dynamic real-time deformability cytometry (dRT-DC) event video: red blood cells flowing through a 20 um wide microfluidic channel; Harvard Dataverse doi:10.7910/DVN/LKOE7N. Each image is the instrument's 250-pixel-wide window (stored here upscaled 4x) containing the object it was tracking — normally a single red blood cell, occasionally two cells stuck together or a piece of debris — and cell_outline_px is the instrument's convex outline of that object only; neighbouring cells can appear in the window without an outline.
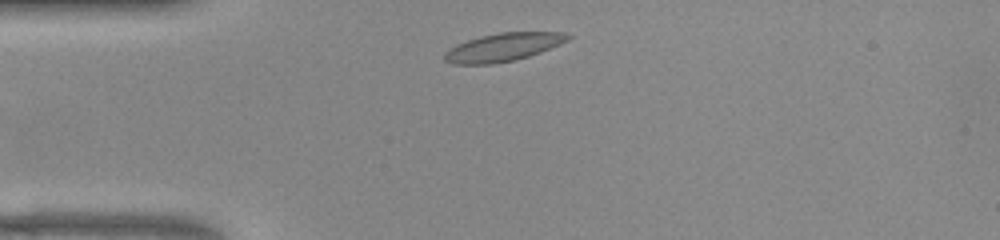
{"species": "common noctule bat (a hibernating species)", "species_latin": "Nyctalus noctula", "temperature_condition": "warm", "stored_images_in_passage": 35, "camera_frame_rate_fps": 3000, "um_per_image_px": 0.085, "animal": {"sex": "female", "body_mass_g": 22.0, "forearm_length_mm": 56.7}, "frame": {"image": 1, "passage_image": 2, "time_ms": 0.333, "image_size_px": [1000, 240], "cell_outline_px": [[572, 36], [568, 40], [560, 44], [540, 52], [516, 60], [492, 64], [452, 64], [444, 60], [444, 52], [448, 48], [456, 44], [468, 40], [500, 32], [564, 32]], "centroid_in_image_um": [42.75, 4.02], "position_along_channel_um": 42.3, "area_um2": 20.17}}
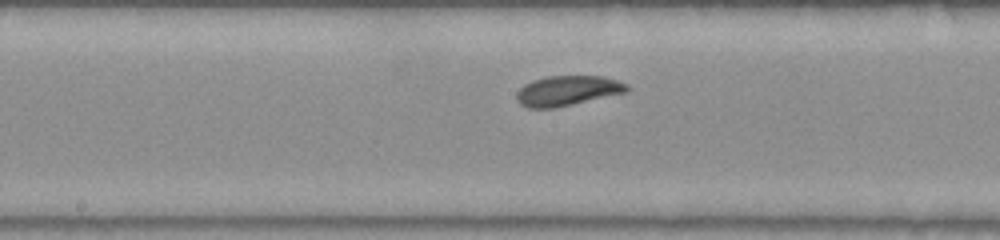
{"frame": {"image": 2, "passage_image": 16, "time_ms": 5.0, "image_size_px": [1000, 240], "cell_outline_px": [[628, 92], [572, 104], [552, 108], [528, 108], [520, 104], [516, 100], [516, 92], [524, 84], [532, 80], [548, 76], [604, 76], [628, 84]], "centroid_in_image_um": [48.21, 7.7], "position_along_channel_um": 200.0, "area_um2": 19.31}}
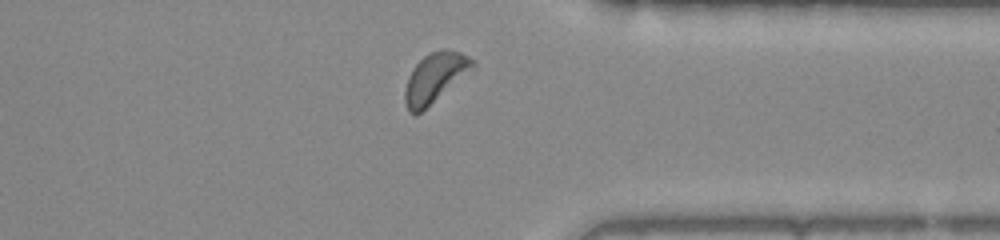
{"frame": {"image": 3, "passage_image": 30, "time_ms": 9.667, "image_size_px": [1000, 240], "cell_outline_px": [[476, 68], [416, 116], [408, 112], [404, 100], [404, 88], [408, 76], [412, 68], [428, 52], [444, 48], [460, 52], [468, 56], [476, 64]], "centroid_in_image_um": [36.97, 6.61], "position_along_channel_um": 374.4, "area_um2": 20.0}, "authors_computed_cell_mechanics": {"area_um2": 19.074, "velocity_mm_per_s": 3.8441, "shape_relaxation_time_tau1_ms": 2.8322, "shape_relaxation_time_tau2_ms": 10.7791, "deformation_change_tau1": 0.0709, "deformation_change_tau2": 0.1921}}